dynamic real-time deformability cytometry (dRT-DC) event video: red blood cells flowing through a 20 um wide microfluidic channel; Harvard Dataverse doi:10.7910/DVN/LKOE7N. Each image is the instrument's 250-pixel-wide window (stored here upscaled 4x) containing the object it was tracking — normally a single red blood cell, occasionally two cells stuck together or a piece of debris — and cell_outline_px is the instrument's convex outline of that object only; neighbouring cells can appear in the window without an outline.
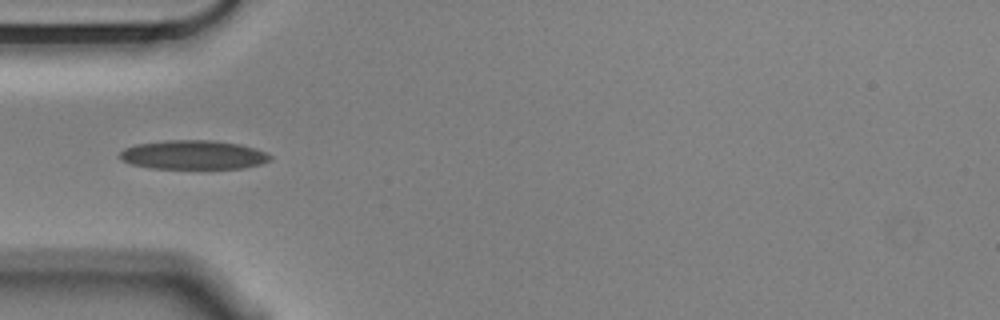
{"species": "Egyptian fruit bat (a non-hibernating species)", "species_latin": "Rousettus aegyptiacus", "temperature_condition": "cold", "stored_images_in_passage": 13, "camera_frame_rate_fps": 3000, "um_per_image_px": 0.085, "animal": {"sex": "male"}, "frame": {"image": 1, "passage_image": 3, "time_ms": 0.667, "image_size_px": [1000, 320], "cell_outline_px": [[272, 160], [260, 164], [244, 168], [148, 168], [132, 164], [120, 160], [120, 152], [124, 148], [136, 144], [168, 140], [212, 140], [240, 144], [256, 148], [272, 156]], "centroid_in_image_um": [16.44, 13.16], "position_along_channel_um": 68.6, "area_um2": 25.49}}
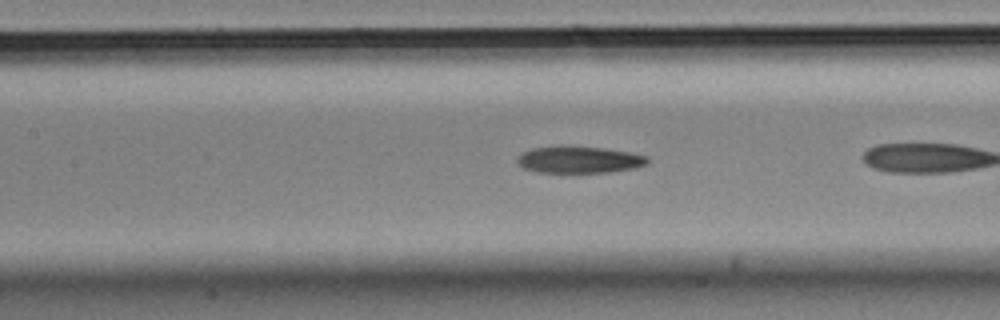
{"frame": {"image": 2, "passage_image": 8, "time_ms": 2.333, "image_size_px": [1000, 320], "cell_outline_px": [[648, 164], [636, 168], [608, 172], [536, 172], [524, 168], [516, 164], [516, 156], [520, 152], [532, 148], [560, 144], [568, 144], [604, 148], [628, 152], [648, 156]], "centroid_in_image_um": [49.15, 13.54], "position_along_channel_um": 158.2, "area_um2": 21.04}}